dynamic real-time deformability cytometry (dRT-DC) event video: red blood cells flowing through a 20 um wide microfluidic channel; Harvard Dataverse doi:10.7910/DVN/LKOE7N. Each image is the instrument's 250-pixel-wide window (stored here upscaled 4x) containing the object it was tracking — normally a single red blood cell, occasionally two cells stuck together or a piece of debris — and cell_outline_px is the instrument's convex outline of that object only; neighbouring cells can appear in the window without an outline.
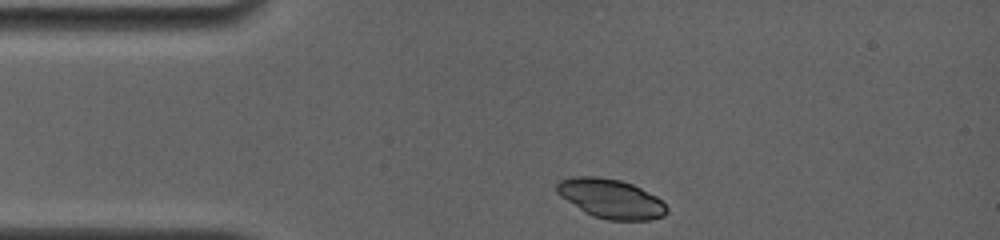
{"species": "common noctule bat (a hibernating species)", "species_latin": "Nyctalus noctula", "temperature_condition": "room temperature", "stored_images_in_passage": 32, "camera_frame_rate_fps": 4000, "um_per_image_px": 0.085, "animal": {"sex": "female", "body_mass_g": 19.0, "forearm_length_mm": 56.7}, "frame": {"image": 1, "passage_image": 1, "time_ms": 0.0, "image_size_px": [1000, 240], "cell_outline_px": [[668, 212], [664, 216], [652, 220], [608, 220], [592, 216], [584, 212], [560, 196], [556, 192], [556, 184], [560, 180], [572, 176], [596, 176], [620, 180], [632, 184], [656, 196], [668, 208]], "centroid_in_image_um": [51.9, 16.89], "position_along_channel_um": 33.1, "area_um2": 25.26}}
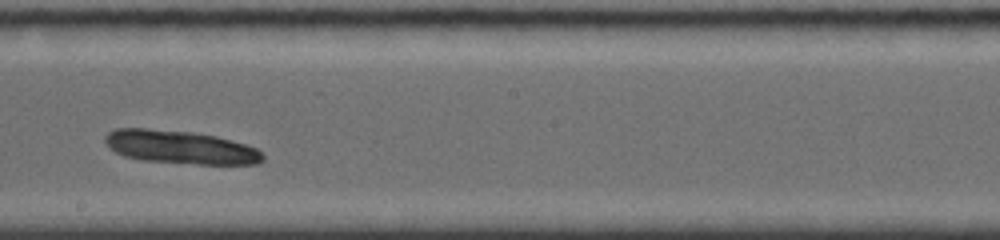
{"frame": {"image": 2, "passage_image": 17, "time_ms": 6.25, "image_size_px": [1000, 240], "cell_outline_px": [[264, 160], [256, 164], [200, 164], [140, 160], [124, 156], [108, 148], [104, 140], [104, 136], [108, 132], [116, 128], [148, 128], [192, 132], [216, 136], [232, 140], [256, 148], [264, 156]], "centroid_in_image_um": [15.28, 12.5], "position_along_channel_um": 232.9, "area_um2": 30.69}}
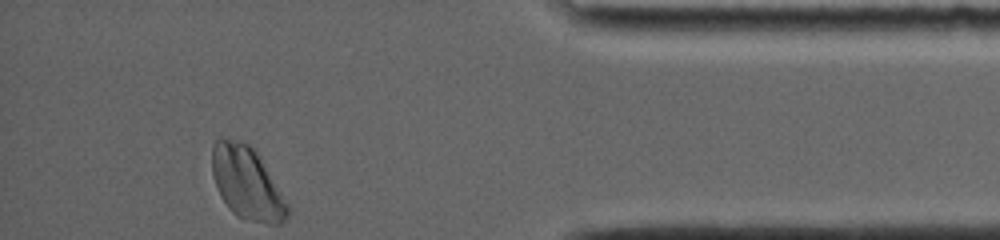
{"frame": {"image": 3, "passage_image": 32, "time_ms": 11.75, "image_size_px": [1000, 240], "cell_outline_px": [[292, 208], [288, 216], [280, 224], [268, 224], [244, 220], [236, 216], [228, 208], [220, 196], [212, 172], [212, 144], [216, 140], [228, 140], [248, 144], [256, 152]], "centroid_in_image_um": [21.02, 15.64], "position_along_channel_um": 414.2, "area_um2": 31.79}}